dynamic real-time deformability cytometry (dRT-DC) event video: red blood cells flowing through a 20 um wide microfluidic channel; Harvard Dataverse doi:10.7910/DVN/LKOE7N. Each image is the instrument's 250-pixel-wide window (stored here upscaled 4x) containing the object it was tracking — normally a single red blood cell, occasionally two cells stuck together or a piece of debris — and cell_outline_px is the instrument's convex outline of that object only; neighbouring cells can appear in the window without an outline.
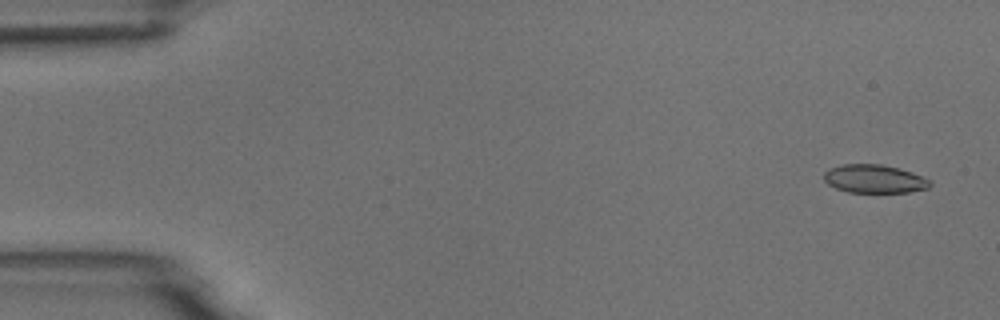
{"species": "common noctule bat (a hibernating species)", "species_latin": "Nyctalus noctula", "temperature_condition": "room temperature", "stored_images_in_passage": 8, "camera_frame_rate_fps": 3000, "um_per_image_px": 0.085, "animal": {"sex": "male", "body_mass_g": 18.8}, "frame": {"image": 1, "passage_image": 1, "time_ms": 0.0, "image_size_px": [1000, 320], "cell_outline_px": [[932, 184], [928, 188], [908, 192], [848, 192], [836, 188], [828, 184], [824, 180], [824, 172], [840, 164], [880, 164], [912, 172], [932, 180]], "centroid_in_image_um": [74.33, 15.2], "position_along_channel_um": 10.7, "area_um2": 17.46}}
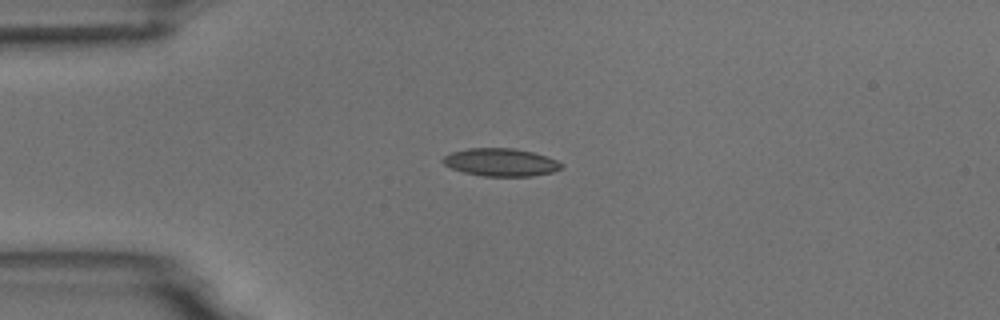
{"frame": {"image": 2, "passage_image": 4, "time_ms": 3.667, "image_size_px": [1000, 320], "cell_outline_px": [[564, 168], [552, 172], [532, 176], [484, 176], [464, 172], [452, 168], [444, 164], [440, 160], [444, 156], [452, 152], [468, 148], [512, 148], [532, 152], [548, 156], [564, 164]], "centroid_in_image_um": [42.59, 13.79], "position_along_channel_um": 42.4, "area_um2": 19.25}}